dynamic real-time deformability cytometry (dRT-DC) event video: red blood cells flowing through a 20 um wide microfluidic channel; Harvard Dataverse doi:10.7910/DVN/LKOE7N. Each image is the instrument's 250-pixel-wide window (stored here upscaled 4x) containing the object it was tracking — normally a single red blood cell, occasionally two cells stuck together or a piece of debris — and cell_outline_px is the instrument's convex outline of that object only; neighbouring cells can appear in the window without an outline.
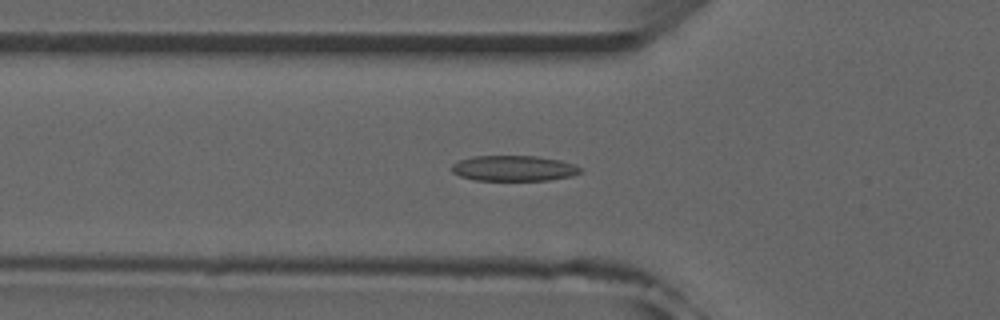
{"species": "common noctule bat (a hibernating species)", "species_latin": "Nyctalus noctula", "temperature_condition": "room temperature", "stored_images_in_passage": 52, "camera_frame_rate_fps": 3000, "um_per_image_px": 0.085, "animal": {"sex": "male", "forearm_length_mm": 52.5}, "frame": {"image": 1, "passage_image": 18, "time_ms": 5.667, "image_size_px": [1000, 320], "cell_outline_px": [[584, 172], [572, 176], [548, 180], [476, 180], [460, 176], [452, 172], [452, 164], [460, 160], [472, 156], [536, 156], [560, 160], [576, 164]], "centroid_in_image_um": [43.71, 14.3], "position_along_channel_um": 82.1, "area_um2": 19.19}}
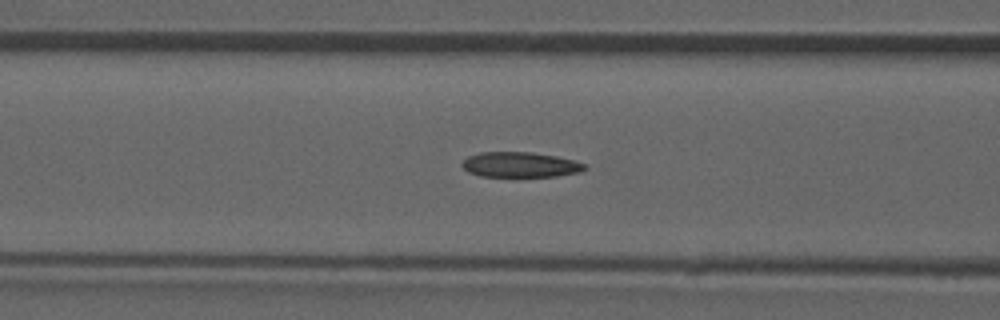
{"frame": {"image": 2, "passage_image": 21, "time_ms": 6.667, "image_size_px": [1000, 320], "cell_outline_px": [[588, 168], [580, 172], [556, 176], [480, 176], [468, 172], [460, 164], [468, 156], [480, 152], [532, 152], [556, 156], [576, 160], [588, 164]], "centroid_in_image_um": [44.26, 13.99], "position_along_channel_um": 122.3, "area_um2": 18.15}}
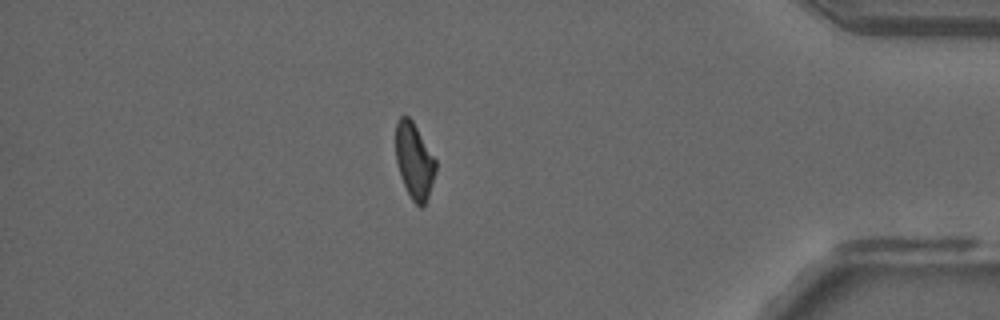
{"frame": {"image": 3, "passage_image": 45, "time_ms": 14.667, "image_size_px": [1000, 320], "cell_outline_px": [[436, 172], [424, 208], [420, 208], [412, 200], [400, 176], [396, 160], [396, 124], [400, 116], [408, 116], [412, 120], [436, 160]], "centroid_in_image_um": [35.22, 13.69], "position_along_channel_um": 400.0, "area_um2": 17.57}, "authors_computed_cell_mechanics": {"area_um2": 18.9006, "velocity_mm_per_s": 3.9704, "shape_relaxation_time_tau1_ms": null, "shape_relaxation_time_tau2_ms": 2.771, "deformation_change_tau1": null, "deformation_change_tau2": 0.1017}}